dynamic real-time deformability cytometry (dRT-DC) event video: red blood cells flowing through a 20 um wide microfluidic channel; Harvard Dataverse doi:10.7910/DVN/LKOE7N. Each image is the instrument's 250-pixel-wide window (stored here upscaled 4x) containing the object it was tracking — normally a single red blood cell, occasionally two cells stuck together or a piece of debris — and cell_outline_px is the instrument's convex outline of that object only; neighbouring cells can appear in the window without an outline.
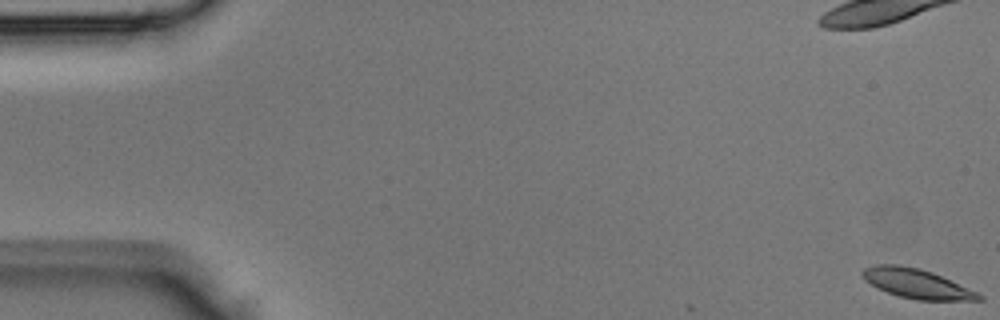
{"species": "Egyptian fruit bat (a non-hibernating species)", "species_latin": "Rousettus aegyptiacus", "temperature_condition": "room temperature", "stored_images_in_passage": 46, "camera_frame_rate_fps": 3000, "um_per_image_px": 0.085, "animal": {"sex": "male"}, "frame": {"image": 1, "passage_image": 1, "time_ms": 0.0, "image_size_px": [1000, 320], "cell_outline_px": [[984, 300], [916, 300], [900, 296], [876, 288], [864, 280], [860, 276], [860, 272], [864, 268], [876, 264], [896, 264], [920, 268], [932, 272], [976, 292], [984, 296]], "centroid_in_image_um": [77.85, 24.1], "position_along_channel_um": 7.1, "area_um2": 19.94}}
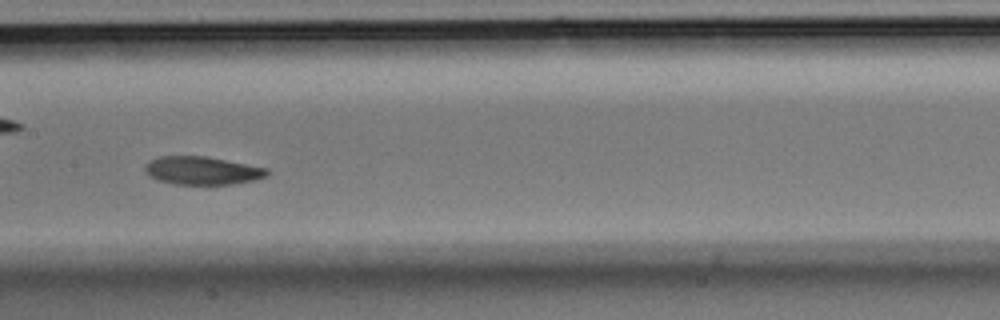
{"frame": {"image": 2, "passage_image": 23, "time_ms": 7.333, "image_size_px": [1000, 320], "cell_outline_px": [[268, 176], [256, 180], [232, 184], [172, 184], [160, 180], [152, 176], [144, 168], [152, 160], [160, 156], [204, 156], [268, 168]], "centroid_in_image_um": [17.26, 14.5], "position_along_channel_um": 190.1, "area_um2": 19.65}}
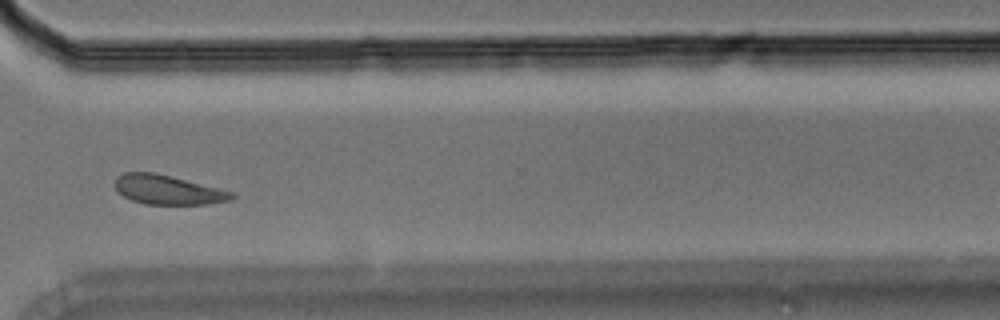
{"frame": {"image": 3, "passage_image": 34, "time_ms": 11.0, "image_size_px": [1000, 320], "cell_outline_px": [[236, 196], [232, 200], [208, 204], [144, 204], [132, 200], [124, 196], [116, 188], [116, 176], [124, 172], [152, 172], [232, 192]], "centroid_in_image_um": [14.25, 16.14], "position_along_channel_um": 356.4, "area_um2": 19.48}}